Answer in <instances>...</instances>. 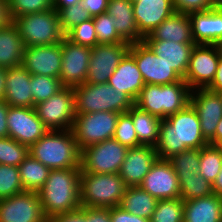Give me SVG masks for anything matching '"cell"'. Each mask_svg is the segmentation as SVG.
Wrapping results in <instances>:
<instances>
[{
	"label": "cell",
	"instance_id": "cell-1",
	"mask_svg": "<svg viewBox=\"0 0 222 222\" xmlns=\"http://www.w3.org/2000/svg\"><path fill=\"white\" fill-rule=\"evenodd\" d=\"M209 143L202 135L199 116L188 104L183 110L161 120L155 146L159 159H169L187 149H201Z\"/></svg>",
	"mask_w": 222,
	"mask_h": 222
},
{
	"label": "cell",
	"instance_id": "cell-2",
	"mask_svg": "<svg viewBox=\"0 0 222 222\" xmlns=\"http://www.w3.org/2000/svg\"><path fill=\"white\" fill-rule=\"evenodd\" d=\"M80 171L81 168L50 171L45 184L37 192L47 219L81 207Z\"/></svg>",
	"mask_w": 222,
	"mask_h": 222
},
{
	"label": "cell",
	"instance_id": "cell-3",
	"mask_svg": "<svg viewBox=\"0 0 222 222\" xmlns=\"http://www.w3.org/2000/svg\"><path fill=\"white\" fill-rule=\"evenodd\" d=\"M29 154L50 170L81 168V151L71 130H49L29 147Z\"/></svg>",
	"mask_w": 222,
	"mask_h": 222
},
{
	"label": "cell",
	"instance_id": "cell-4",
	"mask_svg": "<svg viewBox=\"0 0 222 222\" xmlns=\"http://www.w3.org/2000/svg\"><path fill=\"white\" fill-rule=\"evenodd\" d=\"M190 92L184 80L164 85L145 84L134 105L163 120L189 104Z\"/></svg>",
	"mask_w": 222,
	"mask_h": 222
},
{
	"label": "cell",
	"instance_id": "cell-5",
	"mask_svg": "<svg viewBox=\"0 0 222 222\" xmlns=\"http://www.w3.org/2000/svg\"><path fill=\"white\" fill-rule=\"evenodd\" d=\"M127 185L118 173L97 174L80 171V205L91 208L119 206Z\"/></svg>",
	"mask_w": 222,
	"mask_h": 222
},
{
	"label": "cell",
	"instance_id": "cell-6",
	"mask_svg": "<svg viewBox=\"0 0 222 222\" xmlns=\"http://www.w3.org/2000/svg\"><path fill=\"white\" fill-rule=\"evenodd\" d=\"M75 113L86 114L99 111L127 112L134 101L125 93H117L108 83H83L73 88Z\"/></svg>",
	"mask_w": 222,
	"mask_h": 222
},
{
	"label": "cell",
	"instance_id": "cell-7",
	"mask_svg": "<svg viewBox=\"0 0 222 222\" xmlns=\"http://www.w3.org/2000/svg\"><path fill=\"white\" fill-rule=\"evenodd\" d=\"M26 46H41L60 43L65 34L60 27L57 11H48L21 15L13 20Z\"/></svg>",
	"mask_w": 222,
	"mask_h": 222
},
{
	"label": "cell",
	"instance_id": "cell-8",
	"mask_svg": "<svg viewBox=\"0 0 222 222\" xmlns=\"http://www.w3.org/2000/svg\"><path fill=\"white\" fill-rule=\"evenodd\" d=\"M119 113L99 111L76 114L71 131L79 150L114 137Z\"/></svg>",
	"mask_w": 222,
	"mask_h": 222
},
{
	"label": "cell",
	"instance_id": "cell-9",
	"mask_svg": "<svg viewBox=\"0 0 222 222\" xmlns=\"http://www.w3.org/2000/svg\"><path fill=\"white\" fill-rule=\"evenodd\" d=\"M128 149L114 138L87 146L81 150V170L97 174L119 173Z\"/></svg>",
	"mask_w": 222,
	"mask_h": 222
},
{
	"label": "cell",
	"instance_id": "cell-10",
	"mask_svg": "<svg viewBox=\"0 0 222 222\" xmlns=\"http://www.w3.org/2000/svg\"><path fill=\"white\" fill-rule=\"evenodd\" d=\"M34 108L38 118L49 130H71L76 115L74 90L72 87H64Z\"/></svg>",
	"mask_w": 222,
	"mask_h": 222
},
{
	"label": "cell",
	"instance_id": "cell-11",
	"mask_svg": "<svg viewBox=\"0 0 222 222\" xmlns=\"http://www.w3.org/2000/svg\"><path fill=\"white\" fill-rule=\"evenodd\" d=\"M137 64L145 84L164 85L182 81L183 78L157 56L144 42L132 43L128 52Z\"/></svg>",
	"mask_w": 222,
	"mask_h": 222
},
{
	"label": "cell",
	"instance_id": "cell-12",
	"mask_svg": "<svg viewBox=\"0 0 222 222\" xmlns=\"http://www.w3.org/2000/svg\"><path fill=\"white\" fill-rule=\"evenodd\" d=\"M220 51L217 45L195 44L184 81L189 88L207 89L215 78Z\"/></svg>",
	"mask_w": 222,
	"mask_h": 222
},
{
	"label": "cell",
	"instance_id": "cell-13",
	"mask_svg": "<svg viewBox=\"0 0 222 222\" xmlns=\"http://www.w3.org/2000/svg\"><path fill=\"white\" fill-rule=\"evenodd\" d=\"M129 42L97 44L91 48L87 83H107L123 57L129 52Z\"/></svg>",
	"mask_w": 222,
	"mask_h": 222
},
{
	"label": "cell",
	"instance_id": "cell-14",
	"mask_svg": "<svg viewBox=\"0 0 222 222\" xmlns=\"http://www.w3.org/2000/svg\"><path fill=\"white\" fill-rule=\"evenodd\" d=\"M62 67L59 79L64 87L85 83L91 57V48L73 43L66 36L61 41Z\"/></svg>",
	"mask_w": 222,
	"mask_h": 222
},
{
	"label": "cell",
	"instance_id": "cell-15",
	"mask_svg": "<svg viewBox=\"0 0 222 222\" xmlns=\"http://www.w3.org/2000/svg\"><path fill=\"white\" fill-rule=\"evenodd\" d=\"M7 124L9 137L28 147L49 131L38 118L35 108L9 106Z\"/></svg>",
	"mask_w": 222,
	"mask_h": 222
},
{
	"label": "cell",
	"instance_id": "cell-16",
	"mask_svg": "<svg viewBox=\"0 0 222 222\" xmlns=\"http://www.w3.org/2000/svg\"><path fill=\"white\" fill-rule=\"evenodd\" d=\"M0 222H47L38 193L24 191L1 199Z\"/></svg>",
	"mask_w": 222,
	"mask_h": 222
},
{
	"label": "cell",
	"instance_id": "cell-17",
	"mask_svg": "<svg viewBox=\"0 0 222 222\" xmlns=\"http://www.w3.org/2000/svg\"><path fill=\"white\" fill-rule=\"evenodd\" d=\"M158 200L180 198L179 179L168 159H157L139 185Z\"/></svg>",
	"mask_w": 222,
	"mask_h": 222
},
{
	"label": "cell",
	"instance_id": "cell-18",
	"mask_svg": "<svg viewBox=\"0 0 222 222\" xmlns=\"http://www.w3.org/2000/svg\"><path fill=\"white\" fill-rule=\"evenodd\" d=\"M61 42L52 45L26 46L21 66L31 75L59 78L62 67Z\"/></svg>",
	"mask_w": 222,
	"mask_h": 222
},
{
	"label": "cell",
	"instance_id": "cell-19",
	"mask_svg": "<svg viewBox=\"0 0 222 222\" xmlns=\"http://www.w3.org/2000/svg\"><path fill=\"white\" fill-rule=\"evenodd\" d=\"M189 104L200 120L203 137L209 142L214 136L222 118V100L219 93L208 89H195L190 92Z\"/></svg>",
	"mask_w": 222,
	"mask_h": 222
},
{
	"label": "cell",
	"instance_id": "cell-20",
	"mask_svg": "<svg viewBox=\"0 0 222 222\" xmlns=\"http://www.w3.org/2000/svg\"><path fill=\"white\" fill-rule=\"evenodd\" d=\"M157 159L154 146L141 145L129 148L118 174L128 187L139 186Z\"/></svg>",
	"mask_w": 222,
	"mask_h": 222
},
{
	"label": "cell",
	"instance_id": "cell-21",
	"mask_svg": "<svg viewBox=\"0 0 222 222\" xmlns=\"http://www.w3.org/2000/svg\"><path fill=\"white\" fill-rule=\"evenodd\" d=\"M139 33L145 37L175 12L172 0H131Z\"/></svg>",
	"mask_w": 222,
	"mask_h": 222
},
{
	"label": "cell",
	"instance_id": "cell-22",
	"mask_svg": "<svg viewBox=\"0 0 222 222\" xmlns=\"http://www.w3.org/2000/svg\"><path fill=\"white\" fill-rule=\"evenodd\" d=\"M188 15L195 44L217 45L222 40V8Z\"/></svg>",
	"mask_w": 222,
	"mask_h": 222
},
{
	"label": "cell",
	"instance_id": "cell-23",
	"mask_svg": "<svg viewBox=\"0 0 222 222\" xmlns=\"http://www.w3.org/2000/svg\"><path fill=\"white\" fill-rule=\"evenodd\" d=\"M30 80L31 74L21 65L8 68L4 101L13 107L34 108Z\"/></svg>",
	"mask_w": 222,
	"mask_h": 222
},
{
	"label": "cell",
	"instance_id": "cell-24",
	"mask_svg": "<svg viewBox=\"0 0 222 222\" xmlns=\"http://www.w3.org/2000/svg\"><path fill=\"white\" fill-rule=\"evenodd\" d=\"M107 83L111 85L117 93L127 94L134 102L145 85L135 59L129 53L120 61Z\"/></svg>",
	"mask_w": 222,
	"mask_h": 222
},
{
	"label": "cell",
	"instance_id": "cell-25",
	"mask_svg": "<svg viewBox=\"0 0 222 222\" xmlns=\"http://www.w3.org/2000/svg\"><path fill=\"white\" fill-rule=\"evenodd\" d=\"M143 41L184 79L195 43H176L163 40Z\"/></svg>",
	"mask_w": 222,
	"mask_h": 222
},
{
	"label": "cell",
	"instance_id": "cell-26",
	"mask_svg": "<svg viewBox=\"0 0 222 222\" xmlns=\"http://www.w3.org/2000/svg\"><path fill=\"white\" fill-rule=\"evenodd\" d=\"M143 40L174 41L176 43H195L192 25L188 14L172 13Z\"/></svg>",
	"mask_w": 222,
	"mask_h": 222
},
{
	"label": "cell",
	"instance_id": "cell-27",
	"mask_svg": "<svg viewBox=\"0 0 222 222\" xmlns=\"http://www.w3.org/2000/svg\"><path fill=\"white\" fill-rule=\"evenodd\" d=\"M106 13L114 18L118 35L130 44L143 41L133 14L131 0H109Z\"/></svg>",
	"mask_w": 222,
	"mask_h": 222
},
{
	"label": "cell",
	"instance_id": "cell-28",
	"mask_svg": "<svg viewBox=\"0 0 222 222\" xmlns=\"http://www.w3.org/2000/svg\"><path fill=\"white\" fill-rule=\"evenodd\" d=\"M183 222H222V197L212 194L185 201Z\"/></svg>",
	"mask_w": 222,
	"mask_h": 222
},
{
	"label": "cell",
	"instance_id": "cell-29",
	"mask_svg": "<svg viewBox=\"0 0 222 222\" xmlns=\"http://www.w3.org/2000/svg\"><path fill=\"white\" fill-rule=\"evenodd\" d=\"M25 45L18 28L11 22L0 28V67L11 68L22 64Z\"/></svg>",
	"mask_w": 222,
	"mask_h": 222
},
{
	"label": "cell",
	"instance_id": "cell-30",
	"mask_svg": "<svg viewBox=\"0 0 222 222\" xmlns=\"http://www.w3.org/2000/svg\"><path fill=\"white\" fill-rule=\"evenodd\" d=\"M141 145L156 146L159 139L161 119L133 105L127 111Z\"/></svg>",
	"mask_w": 222,
	"mask_h": 222
},
{
	"label": "cell",
	"instance_id": "cell-31",
	"mask_svg": "<svg viewBox=\"0 0 222 222\" xmlns=\"http://www.w3.org/2000/svg\"><path fill=\"white\" fill-rule=\"evenodd\" d=\"M157 203L158 199L140 186H130L127 187L119 206L133 215L150 220Z\"/></svg>",
	"mask_w": 222,
	"mask_h": 222
},
{
	"label": "cell",
	"instance_id": "cell-32",
	"mask_svg": "<svg viewBox=\"0 0 222 222\" xmlns=\"http://www.w3.org/2000/svg\"><path fill=\"white\" fill-rule=\"evenodd\" d=\"M24 191L38 192L49 177L50 169L30 154L18 166Z\"/></svg>",
	"mask_w": 222,
	"mask_h": 222
},
{
	"label": "cell",
	"instance_id": "cell-33",
	"mask_svg": "<svg viewBox=\"0 0 222 222\" xmlns=\"http://www.w3.org/2000/svg\"><path fill=\"white\" fill-rule=\"evenodd\" d=\"M222 168V148L208 144L200 149L198 174L213 184Z\"/></svg>",
	"mask_w": 222,
	"mask_h": 222
},
{
	"label": "cell",
	"instance_id": "cell-34",
	"mask_svg": "<svg viewBox=\"0 0 222 222\" xmlns=\"http://www.w3.org/2000/svg\"><path fill=\"white\" fill-rule=\"evenodd\" d=\"M180 186V199L185 202L212 195V184L198 173L189 176H177Z\"/></svg>",
	"mask_w": 222,
	"mask_h": 222
},
{
	"label": "cell",
	"instance_id": "cell-35",
	"mask_svg": "<svg viewBox=\"0 0 222 222\" xmlns=\"http://www.w3.org/2000/svg\"><path fill=\"white\" fill-rule=\"evenodd\" d=\"M31 91L34 100V107L64 88L59 78L45 75H31Z\"/></svg>",
	"mask_w": 222,
	"mask_h": 222
},
{
	"label": "cell",
	"instance_id": "cell-36",
	"mask_svg": "<svg viewBox=\"0 0 222 222\" xmlns=\"http://www.w3.org/2000/svg\"><path fill=\"white\" fill-rule=\"evenodd\" d=\"M184 202L180 198L158 200L150 222H183Z\"/></svg>",
	"mask_w": 222,
	"mask_h": 222
},
{
	"label": "cell",
	"instance_id": "cell-37",
	"mask_svg": "<svg viewBox=\"0 0 222 222\" xmlns=\"http://www.w3.org/2000/svg\"><path fill=\"white\" fill-rule=\"evenodd\" d=\"M29 155V147L8 137L0 138V164L19 166Z\"/></svg>",
	"mask_w": 222,
	"mask_h": 222
},
{
	"label": "cell",
	"instance_id": "cell-38",
	"mask_svg": "<svg viewBox=\"0 0 222 222\" xmlns=\"http://www.w3.org/2000/svg\"><path fill=\"white\" fill-rule=\"evenodd\" d=\"M177 176L196 175L200 166V149H187L168 159Z\"/></svg>",
	"mask_w": 222,
	"mask_h": 222
},
{
	"label": "cell",
	"instance_id": "cell-39",
	"mask_svg": "<svg viewBox=\"0 0 222 222\" xmlns=\"http://www.w3.org/2000/svg\"><path fill=\"white\" fill-rule=\"evenodd\" d=\"M24 192L19 168L0 164V200Z\"/></svg>",
	"mask_w": 222,
	"mask_h": 222
},
{
	"label": "cell",
	"instance_id": "cell-40",
	"mask_svg": "<svg viewBox=\"0 0 222 222\" xmlns=\"http://www.w3.org/2000/svg\"><path fill=\"white\" fill-rule=\"evenodd\" d=\"M92 18L96 30L98 44H115L125 42L118 35L114 18L109 14L103 13Z\"/></svg>",
	"mask_w": 222,
	"mask_h": 222
},
{
	"label": "cell",
	"instance_id": "cell-41",
	"mask_svg": "<svg viewBox=\"0 0 222 222\" xmlns=\"http://www.w3.org/2000/svg\"><path fill=\"white\" fill-rule=\"evenodd\" d=\"M8 6L13 21L21 15L53 9V0H8Z\"/></svg>",
	"mask_w": 222,
	"mask_h": 222
},
{
	"label": "cell",
	"instance_id": "cell-42",
	"mask_svg": "<svg viewBox=\"0 0 222 222\" xmlns=\"http://www.w3.org/2000/svg\"><path fill=\"white\" fill-rule=\"evenodd\" d=\"M113 138L128 148L141 146L138 141L131 115L128 112L119 113Z\"/></svg>",
	"mask_w": 222,
	"mask_h": 222
},
{
	"label": "cell",
	"instance_id": "cell-43",
	"mask_svg": "<svg viewBox=\"0 0 222 222\" xmlns=\"http://www.w3.org/2000/svg\"><path fill=\"white\" fill-rule=\"evenodd\" d=\"M57 13L60 27L65 35L78 24L92 18L89 12L82 7L81 3L62 8Z\"/></svg>",
	"mask_w": 222,
	"mask_h": 222
},
{
	"label": "cell",
	"instance_id": "cell-44",
	"mask_svg": "<svg viewBox=\"0 0 222 222\" xmlns=\"http://www.w3.org/2000/svg\"><path fill=\"white\" fill-rule=\"evenodd\" d=\"M70 41L93 48L98 44L93 18L72 28L66 35Z\"/></svg>",
	"mask_w": 222,
	"mask_h": 222
},
{
	"label": "cell",
	"instance_id": "cell-45",
	"mask_svg": "<svg viewBox=\"0 0 222 222\" xmlns=\"http://www.w3.org/2000/svg\"><path fill=\"white\" fill-rule=\"evenodd\" d=\"M175 12L190 14L204 12L213 8L210 0H172Z\"/></svg>",
	"mask_w": 222,
	"mask_h": 222
},
{
	"label": "cell",
	"instance_id": "cell-46",
	"mask_svg": "<svg viewBox=\"0 0 222 222\" xmlns=\"http://www.w3.org/2000/svg\"><path fill=\"white\" fill-rule=\"evenodd\" d=\"M110 218L111 222H150L149 219L133 215L120 206L110 208Z\"/></svg>",
	"mask_w": 222,
	"mask_h": 222
},
{
	"label": "cell",
	"instance_id": "cell-47",
	"mask_svg": "<svg viewBox=\"0 0 222 222\" xmlns=\"http://www.w3.org/2000/svg\"><path fill=\"white\" fill-rule=\"evenodd\" d=\"M47 222H86V207H80L75 211L53 216L47 219Z\"/></svg>",
	"mask_w": 222,
	"mask_h": 222
},
{
	"label": "cell",
	"instance_id": "cell-48",
	"mask_svg": "<svg viewBox=\"0 0 222 222\" xmlns=\"http://www.w3.org/2000/svg\"><path fill=\"white\" fill-rule=\"evenodd\" d=\"M82 7L89 12L91 17L106 13L109 0H81Z\"/></svg>",
	"mask_w": 222,
	"mask_h": 222
},
{
	"label": "cell",
	"instance_id": "cell-49",
	"mask_svg": "<svg viewBox=\"0 0 222 222\" xmlns=\"http://www.w3.org/2000/svg\"><path fill=\"white\" fill-rule=\"evenodd\" d=\"M86 222H111L110 208L86 207Z\"/></svg>",
	"mask_w": 222,
	"mask_h": 222
},
{
	"label": "cell",
	"instance_id": "cell-50",
	"mask_svg": "<svg viewBox=\"0 0 222 222\" xmlns=\"http://www.w3.org/2000/svg\"><path fill=\"white\" fill-rule=\"evenodd\" d=\"M8 109L9 105L4 100H0V138L9 136L7 124Z\"/></svg>",
	"mask_w": 222,
	"mask_h": 222
},
{
	"label": "cell",
	"instance_id": "cell-51",
	"mask_svg": "<svg viewBox=\"0 0 222 222\" xmlns=\"http://www.w3.org/2000/svg\"><path fill=\"white\" fill-rule=\"evenodd\" d=\"M207 89L215 93L222 92V57L221 56L218 61L215 78Z\"/></svg>",
	"mask_w": 222,
	"mask_h": 222
},
{
	"label": "cell",
	"instance_id": "cell-52",
	"mask_svg": "<svg viewBox=\"0 0 222 222\" xmlns=\"http://www.w3.org/2000/svg\"><path fill=\"white\" fill-rule=\"evenodd\" d=\"M12 21L9 14L8 0H0V28L8 26Z\"/></svg>",
	"mask_w": 222,
	"mask_h": 222
},
{
	"label": "cell",
	"instance_id": "cell-53",
	"mask_svg": "<svg viewBox=\"0 0 222 222\" xmlns=\"http://www.w3.org/2000/svg\"><path fill=\"white\" fill-rule=\"evenodd\" d=\"M208 143L222 148V118L217 125L215 136Z\"/></svg>",
	"mask_w": 222,
	"mask_h": 222
},
{
	"label": "cell",
	"instance_id": "cell-54",
	"mask_svg": "<svg viewBox=\"0 0 222 222\" xmlns=\"http://www.w3.org/2000/svg\"><path fill=\"white\" fill-rule=\"evenodd\" d=\"M81 0H53V8L58 12L62 8H66L80 3Z\"/></svg>",
	"mask_w": 222,
	"mask_h": 222
},
{
	"label": "cell",
	"instance_id": "cell-55",
	"mask_svg": "<svg viewBox=\"0 0 222 222\" xmlns=\"http://www.w3.org/2000/svg\"><path fill=\"white\" fill-rule=\"evenodd\" d=\"M212 191H213V194H216L222 197V168L220 170V173L217 175L216 179L214 180L212 184Z\"/></svg>",
	"mask_w": 222,
	"mask_h": 222
},
{
	"label": "cell",
	"instance_id": "cell-56",
	"mask_svg": "<svg viewBox=\"0 0 222 222\" xmlns=\"http://www.w3.org/2000/svg\"><path fill=\"white\" fill-rule=\"evenodd\" d=\"M7 68L0 67V100H4Z\"/></svg>",
	"mask_w": 222,
	"mask_h": 222
},
{
	"label": "cell",
	"instance_id": "cell-57",
	"mask_svg": "<svg viewBox=\"0 0 222 222\" xmlns=\"http://www.w3.org/2000/svg\"><path fill=\"white\" fill-rule=\"evenodd\" d=\"M213 8H222V0H210Z\"/></svg>",
	"mask_w": 222,
	"mask_h": 222
},
{
	"label": "cell",
	"instance_id": "cell-58",
	"mask_svg": "<svg viewBox=\"0 0 222 222\" xmlns=\"http://www.w3.org/2000/svg\"><path fill=\"white\" fill-rule=\"evenodd\" d=\"M219 51H220V55L222 57V40L217 44Z\"/></svg>",
	"mask_w": 222,
	"mask_h": 222
}]
</instances>
